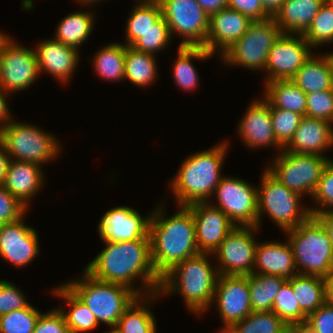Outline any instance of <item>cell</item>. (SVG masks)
Segmentation results:
<instances>
[{"mask_svg":"<svg viewBox=\"0 0 333 333\" xmlns=\"http://www.w3.org/2000/svg\"><path fill=\"white\" fill-rule=\"evenodd\" d=\"M103 242L105 248L84 268L88 274L103 282L125 285L139 296L159 292L161 278L152 265L150 238ZM136 279L141 281L138 289L134 286Z\"/></svg>","mask_w":333,"mask_h":333,"instance_id":"1","label":"cell"},{"mask_svg":"<svg viewBox=\"0 0 333 333\" xmlns=\"http://www.w3.org/2000/svg\"><path fill=\"white\" fill-rule=\"evenodd\" d=\"M163 206L151 211L149 223L151 261L160 278L176 264L200 253L191 209L179 206L177 213L165 217Z\"/></svg>","mask_w":333,"mask_h":333,"instance_id":"2","label":"cell"},{"mask_svg":"<svg viewBox=\"0 0 333 333\" xmlns=\"http://www.w3.org/2000/svg\"><path fill=\"white\" fill-rule=\"evenodd\" d=\"M228 141L207 150L188 155L171 180V191L177 206L209 202L221 178V168L228 151Z\"/></svg>","mask_w":333,"mask_h":333,"instance_id":"3","label":"cell"},{"mask_svg":"<svg viewBox=\"0 0 333 333\" xmlns=\"http://www.w3.org/2000/svg\"><path fill=\"white\" fill-rule=\"evenodd\" d=\"M211 256L199 253L176 264L161 278V297L178 292L190 312L199 316L205 313L209 306H213L219 276L216 266L214 268L209 262Z\"/></svg>","mask_w":333,"mask_h":333,"instance_id":"4","label":"cell"},{"mask_svg":"<svg viewBox=\"0 0 333 333\" xmlns=\"http://www.w3.org/2000/svg\"><path fill=\"white\" fill-rule=\"evenodd\" d=\"M283 233L288 236L298 274L327 277L333 272L330 237L315 216Z\"/></svg>","mask_w":333,"mask_h":333,"instance_id":"5","label":"cell"},{"mask_svg":"<svg viewBox=\"0 0 333 333\" xmlns=\"http://www.w3.org/2000/svg\"><path fill=\"white\" fill-rule=\"evenodd\" d=\"M82 278L65 284L87 305L97 322L116 327L118 320L131 303L139 296L131 288L103 282L93 278L85 270Z\"/></svg>","mask_w":333,"mask_h":333,"instance_id":"6","label":"cell"},{"mask_svg":"<svg viewBox=\"0 0 333 333\" xmlns=\"http://www.w3.org/2000/svg\"><path fill=\"white\" fill-rule=\"evenodd\" d=\"M260 182L261 184L257 188V227H260L259 229H261V219L264 213L284 232L294 229L311 216L309 208L302 206L303 196L288 189L266 169L261 175Z\"/></svg>","mask_w":333,"mask_h":333,"instance_id":"7","label":"cell"},{"mask_svg":"<svg viewBox=\"0 0 333 333\" xmlns=\"http://www.w3.org/2000/svg\"><path fill=\"white\" fill-rule=\"evenodd\" d=\"M0 141L11 160L33 162L41 166L56 159L61 150L55 135L15 119L0 130Z\"/></svg>","mask_w":333,"mask_h":333,"instance_id":"8","label":"cell"},{"mask_svg":"<svg viewBox=\"0 0 333 333\" xmlns=\"http://www.w3.org/2000/svg\"><path fill=\"white\" fill-rule=\"evenodd\" d=\"M282 34L273 17L251 21L247 32L222 55L223 64L263 72L269 51Z\"/></svg>","mask_w":333,"mask_h":333,"instance_id":"9","label":"cell"},{"mask_svg":"<svg viewBox=\"0 0 333 333\" xmlns=\"http://www.w3.org/2000/svg\"><path fill=\"white\" fill-rule=\"evenodd\" d=\"M274 159L273 164L267 163L266 170L288 189L301 196L311 197L331 160L326 156L288 152L284 149L277 152Z\"/></svg>","mask_w":333,"mask_h":333,"instance_id":"10","label":"cell"},{"mask_svg":"<svg viewBox=\"0 0 333 333\" xmlns=\"http://www.w3.org/2000/svg\"><path fill=\"white\" fill-rule=\"evenodd\" d=\"M162 17L170 35L183 37L179 46H204L209 31L210 16L196 0H159Z\"/></svg>","mask_w":333,"mask_h":333,"instance_id":"11","label":"cell"},{"mask_svg":"<svg viewBox=\"0 0 333 333\" xmlns=\"http://www.w3.org/2000/svg\"><path fill=\"white\" fill-rule=\"evenodd\" d=\"M257 187L243 179L223 175L214 192L217 204H213L212 199L209 203L225 213L236 226L257 227Z\"/></svg>","mask_w":333,"mask_h":333,"instance_id":"12","label":"cell"},{"mask_svg":"<svg viewBox=\"0 0 333 333\" xmlns=\"http://www.w3.org/2000/svg\"><path fill=\"white\" fill-rule=\"evenodd\" d=\"M6 35L0 42V87L7 93L23 91L39 78L34 49Z\"/></svg>","mask_w":333,"mask_h":333,"instance_id":"13","label":"cell"},{"mask_svg":"<svg viewBox=\"0 0 333 333\" xmlns=\"http://www.w3.org/2000/svg\"><path fill=\"white\" fill-rule=\"evenodd\" d=\"M254 226H236L214 251L219 265H216L219 275H250L253 273L255 251L258 242ZM215 256V257H214Z\"/></svg>","mask_w":333,"mask_h":333,"instance_id":"14","label":"cell"},{"mask_svg":"<svg viewBox=\"0 0 333 333\" xmlns=\"http://www.w3.org/2000/svg\"><path fill=\"white\" fill-rule=\"evenodd\" d=\"M303 34L282 33L269 51L264 83L291 79L313 54Z\"/></svg>","mask_w":333,"mask_h":333,"instance_id":"15","label":"cell"},{"mask_svg":"<svg viewBox=\"0 0 333 333\" xmlns=\"http://www.w3.org/2000/svg\"><path fill=\"white\" fill-rule=\"evenodd\" d=\"M223 326L232 327L252 313L249 275H219L213 302Z\"/></svg>","mask_w":333,"mask_h":333,"instance_id":"16","label":"cell"},{"mask_svg":"<svg viewBox=\"0 0 333 333\" xmlns=\"http://www.w3.org/2000/svg\"><path fill=\"white\" fill-rule=\"evenodd\" d=\"M151 213L142 215L130 206H117L109 209L101 217L98 233L102 241L124 242L150 238L149 223Z\"/></svg>","mask_w":333,"mask_h":333,"instance_id":"17","label":"cell"},{"mask_svg":"<svg viewBox=\"0 0 333 333\" xmlns=\"http://www.w3.org/2000/svg\"><path fill=\"white\" fill-rule=\"evenodd\" d=\"M24 217L0 225V258L15 267H25L39 255L37 231L24 224Z\"/></svg>","mask_w":333,"mask_h":333,"instance_id":"18","label":"cell"},{"mask_svg":"<svg viewBox=\"0 0 333 333\" xmlns=\"http://www.w3.org/2000/svg\"><path fill=\"white\" fill-rule=\"evenodd\" d=\"M194 216L197 246L200 253L213 254L236 225L209 202L188 205Z\"/></svg>","mask_w":333,"mask_h":333,"instance_id":"19","label":"cell"},{"mask_svg":"<svg viewBox=\"0 0 333 333\" xmlns=\"http://www.w3.org/2000/svg\"><path fill=\"white\" fill-rule=\"evenodd\" d=\"M244 116L237 124L238 134L246 147H274L281 152L272 126L270 103L265 99H256L248 106Z\"/></svg>","mask_w":333,"mask_h":333,"instance_id":"20","label":"cell"},{"mask_svg":"<svg viewBox=\"0 0 333 333\" xmlns=\"http://www.w3.org/2000/svg\"><path fill=\"white\" fill-rule=\"evenodd\" d=\"M251 21L228 7L219 10L210 16L208 36L203 47L213 55L218 51L220 57L247 32Z\"/></svg>","mask_w":333,"mask_h":333,"instance_id":"21","label":"cell"},{"mask_svg":"<svg viewBox=\"0 0 333 333\" xmlns=\"http://www.w3.org/2000/svg\"><path fill=\"white\" fill-rule=\"evenodd\" d=\"M39 74L46 72L66 84L79 65V52L76 48L52 39L37 43L34 48Z\"/></svg>","mask_w":333,"mask_h":333,"instance_id":"22","label":"cell"},{"mask_svg":"<svg viewBox=\"0 0 333 333\" xmlns=\"http://www.w3.org/2000/svg\"><path fill=\"white\" fill-rule=\"evenodd\" d=\"M333 148V124L304 116L285 151L325 156Z\"/></svg>","mask_w":333,"mask_h":333,"instance_id":"23","label":"cell"},{"mask_svg":"<svg viewBox=\"0 0 333 333\" xmlns=\"http://www.w3.org/2000/svg\"><path fill=\"white\" fill-rule=\"evenodd\" d=\"M41 168L37 163L10 160L2 185L28 208L29 201L43 188Z\"/></svg>","mask_w":333,"mask_h":333,"instance_id":"24","label":"cell"},{"mask_svg":"<svg viewBox=\"0 0 333 333\" xmlns=\"http://www.w3.org/2000/svg\"><path fill=\"white\" fill-rule=\"evenodd\" d=\"M253 273L277 275L286 279L298 274L288 240L286 243L280 241L258 242Z\"/></svg>","mask_w":333,"mask_h":333,"instance_id":"25","label":"cell"},{"mask_svg":"<svg viewBox=\"0 0 333 333\" xmlns=\"http://www.w3.org/2000/svg\"><path fill=\"white\" fill-rule=\"evenodd\" d=\"M325 0H286L273 17L282 33L304 34Z\"/></svg>","mask_w":333,"mask_h":333,"instance_id":"26","label":"cell"},{"mask_svg":"<svg viewBox=\"0 0 333 333\" xmlns=\"http://www.w3.org/2000/svg\"><path fill=\"white\" fill-rule=\"evenodd\" d=\"M314 54L290 79L306 94L333 89V77L327 54L316 56Z\"/></svg>","mask_w":333,"mask_h":333,"instance_id":"27","label":"cell"},{"mask_svg":"<svg viewBox=\"0 0 333 333\" xmlns=\"http://www.w3.org/2000/svg\"><path fill=\"white\" fill-rule=\"evenodd\" d=\"M157 298H160L159 292L138 296L118 320L116 325L118 331L120 333H157L155 316L149 309Z\"/></svg>","mask_w":333,"mask_h":333,"instance_id":"28","label":"cell"},{"mask_svg":"<svg viewBox=\"0 0 333 333\" xmlns=\"http://www.w3.org/2000/svg\"><path fill=\"white\" fill-rule=\"evenodd\" d=\"M52 293L68 303L70 310L60 308L70 333L90 332L99 326L97 319L87 305L64 283L56 287Z\"/></svg>","mask_w":333,"mask_h":333,"instance_id":"29","label":"cell"},{"mask_svg":"<svg viewBox=\"0 0 333 333\" xmlns=\"http://www.w3.org/2000/svg\"><path fill=\"white\" fill-rule=\"evenodd\" d=\"M264 93L270 108L286 109L306 116V93L290 79L266 82Z\"/></svg>","mask_w":333,"mask_h":333,"instance_id":"30","label":"cell"},{"mask_svg":"<svg viewBox=\"0 0 333 333\" xmlns=\"http://www.w3.org/2000/svg\"><path fill=\"white\" fill-rule=\"evenodd\" d=\"M94 17L92 10L68 14L59 21L53 38L79 51L80 45L90 37L95 23Z\"/></svg>","mask_w":333,"mask_h":333,"instance_id":"31","label":"cell"},{"mask_svg":"<svg viewBox=\"0 0 333 333\" xmlns=\"http://www.w3.org/2000/svg\"><path fill=\"white\" fill-rule=\"evenodd\" d=\"M178 56L172 67L173 79L176 86L184 89V91H192L199 84V77L195 69L192 59L206 60L213 57L203 46H179L177 48Z\"/></svg>","mask_w":333,"mask_h":333,"instance_id":"32","label":"cell"},{"mask_svg":"<svg viewBox=\"0 0 333 333\" xmlns=\"http://www.w3.org/2000/svg\"><path fill=\"white\" fill-rule=\"evenodd\" d=\"M288 281L292 286L301 311L307 317L325 303L324 277L296 274Z\"/></svg>","mask_w":333,"mask_h":333,"instance_id":"33","label":"cell"},{"mask_svg":"<svg viewBox=\"0 0 333 333\" xmlns=\"http://www.w3.org/2000/svg\"><path fill=\"white\" fill-rule=\"evenodd\" d=\"M156 55L138 51L131 46H126L124 81L138 87L150 86L158 77Z\"/></svg>","mask_w":333,"mask_h":333,"instance_id":"34","label":"cell"},{"mask_svg":"<svg viewBox=\"0 0 333 333\" xmlns=\"http://www.w3.org/2000/svg\"><path fill=\"white\" fill-rule=\"evenodd\" d=\"M288 279L268 274L249 275V289L252 312L272 311L275 297Z\"/></svg>","mask_w":333,"mask_h":333,"instance_id":"35","label":"cell"},{"mask_svg":"<svg viewBox=\"0 0 333 333\" xmlns=\"http://www.w3.org/2000/svg\"><path fill=\"white\" fill-rule=\"evenodd\" d=\"M125 53L124 43H110L100 48L93 58V66L100 78L108 81L124 80L125 74Z\"/></svg>","mask_w":333,"mask_h":333,"instance_id":"36","label":"cell"},{"mask_svg":"<svg viewBox=\"0 0 333 333\" xmlns=\"http://www.w3.org/2000/svg\"><path fill=\"white\" fill-rule=\"evenodd\" d=\"M162 18L159 2L150 4H135L126 24L125 45L132 46L142 34L154 28Z\"/></svg>","mask_w":333,"mask_h":333,"instance_id":"37","label":"cell"},{"mask_svg":"<svg viewBox=\"0 0 333 333\" xmlns=\"http://www.w3.org/2000/svg\"><path fill=\"white\" fill-rule=\"evenodd\" d=\"M303 36L314 49L319 45L333 43V7L326 1Z\"/></svg>","mask_w":333,"mask_h":333,"instance_id":"38","label":"cell"},{"mask_svg":"<svg viewBox=\"0 0 333 333\" xmlns=\"http://www.w3.org/2000/svg\"><path fill=\"white\" fill-rule=\"evenodd\" d=\"M285 322L272 311L252 312L232 328L236 333H278Z\"/></svg>","mask_w":333,"mask_h":333,"instance_id":"39","label":"cell"},{"mask_svg":"<svg viewBox=\"0 0 333 333\" xmlns=\"http://www.w3.org/2000/svg\"><path fill=\"white\" fill-rule=\"evenodd\" d=\"M272 312L277 314L285 323H306L307 320V316L301 311L288 280L278 291Z\"/></svg>","mask_w":333,"mask_h":333,"instance_id":"40","label":"cell"},{"mask_svg":"<svg viewBox=\"0 0 333 333\" xmlns=\"http://www.w3.org/2000/svg\"><path fill=\"white\" fill-rule=\"evenodd\" d=\"M41 312L29 304L26 308L0 315V333H33Z\"/></svg>","mask_w":333,"mask_h":333,"instance_id":"41","label":"cell"},{"mask_svg":"<svg viewBox=\"0 0 333 333\" xmlns=\"http://www.w3.org/2000/svg\"><path fill=\"white\" fill-rule=\"evenodd\" d=\"M277 143L284 149L300 124L303 115L286 109L270 108Z\"/></svg>","mask_w":333,"mask_h":333,"instance_id":"42","label":"cell"},{"mask_svg":"<svg viewBox=\"0 0 333 333\" xmlns=\"http://www.w3.org/2000/svg\"><path fill=\"white\" fill-rule=\"evenodd\" d=\"M171 40L172 37L170 35L168 24L162 17L154 25L153 29L143 33L142 37H140L131 47L138 51L155 55L164 48L166 49V46H169Z\"/></svg>","mask_w":333,"mask_h":333,"instance_id":"43","label":"cell"},{"mask_svg":"<svg viewBox=\"0 0 333 333\" xmlns=\"http://www.w3.org/2000/svg\"><path fill=\"white\" fill-rule=\"evenodd\" d=\"M312 199L317 205L309 207L311 216L318 213L333 210V160L331 159L325 167L322 177L312 195ZM320 206V207H319ZM319 207V208H318Z\"/></svg>","mask_w":333,"mask_h":333,"instance_id":"44","label":"cell"},{"mask_svg":"<svg viewBox=\"0 0 333 333\" xmlns=\"http://www.w3.org/2000/svg\"><path fill=\"white\" fill-rule=\"evenodd\" d=\"M306 117L333 124V89L306 94Z\"/></svg>","mask_w":333,"mask_h":333,"instance_id":"45","label":"cell"},{"mask_svg":"<svg viewBox=\"0 0 333 333\" xmlns=\"http://www.w3.org/2000/svg\"><path fill=\"white\" fill-rule=\"evenodd\" d=\"M30 303L13 283L0 280V315L26 308Z\"/></svg>","mask_w":333,"mask_h":333,"instance_id":"46","label":"cell"},{"mask_svg":"<svg viewBox=\"0 0 333 333\" xmlns=\"http://www.w3.org/2000/svg\"><path fill=\"white\" fill-rule=\"evenodd\" d=\"M27 207L0 184V225L14 222L26 215Z\"/></svg>","mask_w":333,"mask_h":333,"instance_id":"47","label":"cell"},{"mask_svg":"<svg viewBox=\"0 0 333 333\" xmlns=\"http://www.w3.org/2000/svg\"><path fill=\"white\" fill-rule=\"evenodd\" d=\"M33 333H70L63 314L58 308L41 313Z\"/></svg>","mask_w":333,"mask_h":333,"instance_id":"48","label":"cell"},{"mask_svg":"<svg viewBox=\"0 0 333 333\" xmlns=\"http://www.w3.org/2000/svg\"><path fill=\"white\" fill-rule=\"evenodd\" d=\"M308 333H333V307L324 303L306 320Z\"/></svg>","mask_w":333,"mask_h":333,"instance_id":"49","label":"cell"},{"mask_svg":"<svg viewBox=\"0 0 333 333\" xmlns=\"http://www.w3.org/2000/svg\"><path fill=\"white\" fill-rule=\"evenodd\" d=\"M227 7L239 11L252 21L270 17L263 10L260 0H228Z\"/></svg>","mask_w":333,"mask_h":333,"instance_id":"50","label":"cell"},{"mask_svg":"<svg viewBox=\"0 0 333 333\" xmlns=\"http://www.w3.org/2000/svg\"><path fill=\"white\" fill-rule=\"evenodd\" d=\"M9 93L0 87V130L4 129L12 120L11 113H9V106L7 104V97Z\"/></svg>","mask_w":333,"mask_h":333,"instance_id":"51","label":"cell"},{"mask_svg":"<svg viewBox=\"0 0 333 333\" xmlns=\"http://www.w3.org/2000/svg\"><path fill=\"white\" fill-rule=\"evenodd\" d=\"M200 7L209 15L227 8L228 0H196Z\"/></svg>","mask_w":333,"mask_h":333,"instance_id":"52","label":"cell"},{"mask_svg":"<svg viewBox=\"0 0 333 333\" xmlns=\"http://www.w3.org/2000/svg\"><path fill=\"white\" fill-rule=\"evenodd\" d=\"M315 217L321 222V224L327 230L333 249V210L328 212L318 213L315 215Z\"/></svg>","mask_w":333,"mask_h":333,"instance_id":"53","label":"cell"},{"mask_svg":"<svg viewBox=\"0 0 333 333\" xmlns=\"http://www.w3.org/2000/svg\"><path fill=\"white\" fill-rule=\"evenodd\" d=\"M286 0H260L263 10L270 16L274 17L280 10Z\"/></svg>","mask_w":333,"mask_h":333,"instance_id":"54","label":"cell"},{"mask_svg":"<svg viewBox=\"0 0 333 333\" xmlns=\"http://www.w3.org/2000/svg\"><path fill=\"white\" fill-rule=\"evenodd\" d=\"M10 156L4 149L2 142L0 141V184L3 183L7 168L10 162Z\"/></svg>","mask_w":333,"mask_h":333,"instance_id":"55","label":"cell"},{"mask_svg":"<svg viewBox=\"0 0 333 333\" xmlns=\"http://www.w3.org/2000/svg\"><path fill=\"white\" fill-rule=\"evenodd\" d=\"M278 333H308L305 323H285Z\"/></svg>","mask_w":333,"mask_h":333,"instance_id":"56","label":"cell"},{"mask_svg":"<svg viewBox=\"0 0 333 333\" xmlns=\"http://www.w3.org/2000/svg\"><path fill=\"white\" fill-rule=\"evenodd\" d=\"M325 281V303L333 307V272L324 277Z\"/></svg>","mask_w":333,"mask_h":333,"instance_id":"57","label":"cell"},{"mask_svg":"<svg viewBox=\"0 0 333 333\" xmlns=\"http://www.w3.org/2000/svg\"><path fill=\"white\" fill-rule=\"evenodd\" d=\"M102 1H104V0H76L75 2H78L79 5L81 4L83 6H90V5H93L97 2L100 3Z\"/></svg>","mask_w":333,"mask_h":333,"instance_id":"58","label":"cell"},{"mask_svg":"<svg viewBox=\"0 0 333 333\" xmlns=\"http://www.w3.org/2000/svg\"><path fill=\"white\" fill-rule=\"evenodd\" d=\"M220 333H236L230 326H221Z\"/></svg>","mask_w":333,"mask_h":333,"instance_id":"59","label":"cell"},{"mask_svg":"<svg viewBox=\"0 0 333 333\" xmlns=\"http://www.w3.org/2000/svg\"><path fill=\"white\" fill-rule=\"evenodd\" d=\"M327 57H328V62L331 68V73H332V77H333V52L331 51V53H326Z\"/></svg>","mask_w":333,"mask_h":333,"instance_id":"60","label":"cell"},{"mask_svg":"<svg viewBox=\"0 0 333 333\" xmlns=\"http://www.w3.org/2000/svg\"><path fill=\"white\" fill-rule=\"evenodd\" d=\"M138 4H150V3H157L159 0H136ZM140 1V2H139Z\"/></svg>","mask_w":333,"mask_h":333,"instance_id":"61","label":"cell"},{"mask_svg":"<svg viewBox=\"0 0 333 333\" xmlns=\"http://www.w3.org/2000/svg\"><path fill=\"white\" fill-rule=\"evenodd\" d=\"M107 333H120L116 327H112V329Z\"/></svg>","mask_w":333,"mask_h":333,"instance_id":"62","label":"cell"},{"mask_svg":"<svg viewBox=\"0 0 333 333\" xmlns=\"http://www.w3.org/2000/svg\"><path fill=\"white\" fill-rule=\"evenodd\" d=\"M7 34H4V32L0 31V42L1 40L6 36Z\"/></svg>","mask_w":333,"mask_h":333,"instance_id":"63","label":"cell"},{"mask_svg":"<svg viewBox=\"0 0 333 333\" xmlns=\"http://www.w3.org/2000/svg\"><path fill=\"white\" fill-rule=\"evenodd\" d=\"M325 1L333 7V0H325Z\"/></svg>","mask_w":333,"mask_h":333,"instance_id":"64","label":"cell"}]
</instances>
